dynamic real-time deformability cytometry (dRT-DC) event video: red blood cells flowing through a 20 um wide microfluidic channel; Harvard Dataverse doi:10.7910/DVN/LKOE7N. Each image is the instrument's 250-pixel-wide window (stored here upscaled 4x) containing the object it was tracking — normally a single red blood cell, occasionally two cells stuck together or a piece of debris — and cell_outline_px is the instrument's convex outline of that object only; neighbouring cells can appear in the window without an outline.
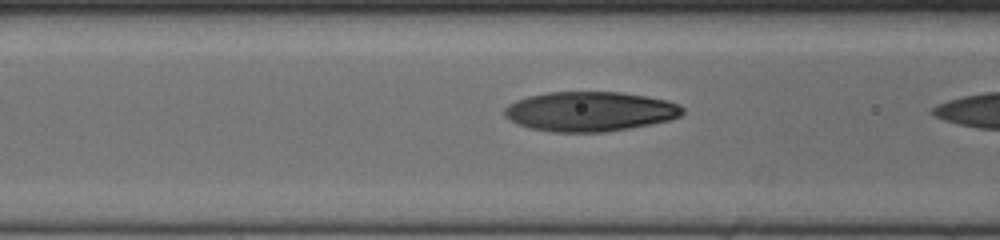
{"species": "human", "species_latin": "Homo sapiens", "temperature_condition": "cold", "stored_images_in_passage": 21, "camera_frame_rate_fps": 3000, "um_per_image_px": 0.085, "donor": {"sex": "female"}, "frame": {"image": 1, "passage_image": 20, "time_ms": 6.333, "image_size_px": [1000, 240], "cell_outline_px": [[684, 112], [680, 116], [668, 120], [628, 128], [604, 132], [552, 132], [528, 128], [504, 116], [504, 108], [508, 104], [516, 100], [528, 96], [548, 92], [620, 92], [648, 96], [668, 100], [680, 104], [684, 108]], "centroid_in_image_um": [50.15, 9.46], "position_along_channel_um": 116.5, "area_um2": 41.21}}